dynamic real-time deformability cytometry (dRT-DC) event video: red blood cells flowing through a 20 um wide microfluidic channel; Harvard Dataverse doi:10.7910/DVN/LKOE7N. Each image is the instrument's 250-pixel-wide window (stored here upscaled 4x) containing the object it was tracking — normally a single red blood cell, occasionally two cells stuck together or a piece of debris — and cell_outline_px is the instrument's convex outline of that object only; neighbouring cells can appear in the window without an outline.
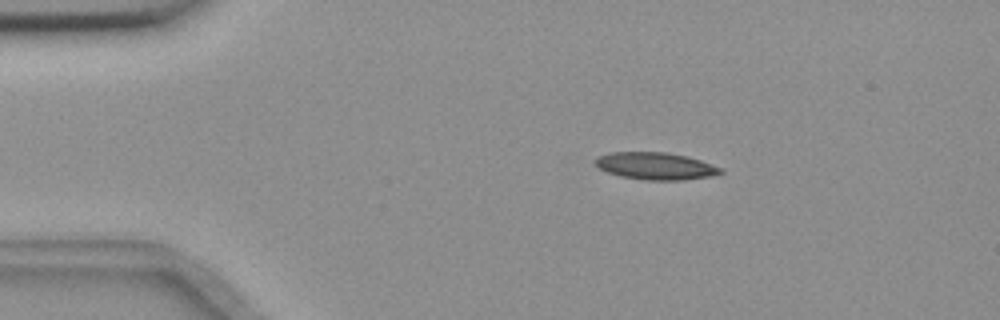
{"species": "common noctule bat (a hibernating species)", "species_latin": "Nyctalus noctula", "temperature_condition": "room temperature", "stored_images_in_passage": 5, "camera_frame_rate_fps": 3000, "um_per_image_px": 0.085, "animal": {"sex": "female", "body_mass_g": 18.4}, "frame": {"image": 1, "passage_image": 2, "time_ms": 0.333, "image_size_px": [1000, 320], "cell_outline_px": [[724, 172], [712, 176], [680, 180], [648, 180], [620, 176], [608, 172], [600, 168], [596, 164], [596, 156], [608, 152], [668, 152], [688, 156], [724, 168]], "centroid_in_image_um": [55.76, 14.1], "position_along_channel_um": 29.2, "area_um2": 19.94}}
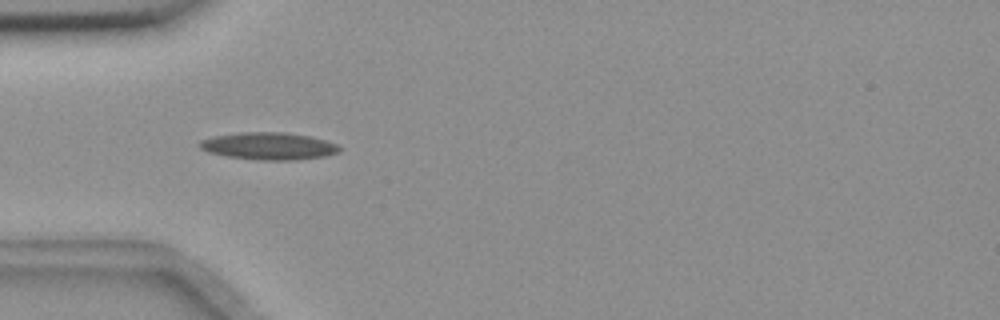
{"frame": {"image": 2, "passage_image": 4, "time_ms": 1.0, "image_size_px": [1000, 320], "cell_outline_px": [[340, 152], [324, 156], [296, 160], [256, 160], [228, 156], [208, 152], [200, 148], [196, 144], [200, 140], [212, 136], [244, 132], [284, 132], [308, 136], [324, 140], [336, 144], [340, 148]], "centroid_in_image_um": [22.8, 12.42], "position_along_channel_um": 62.2, "area_um2": 22.2}}
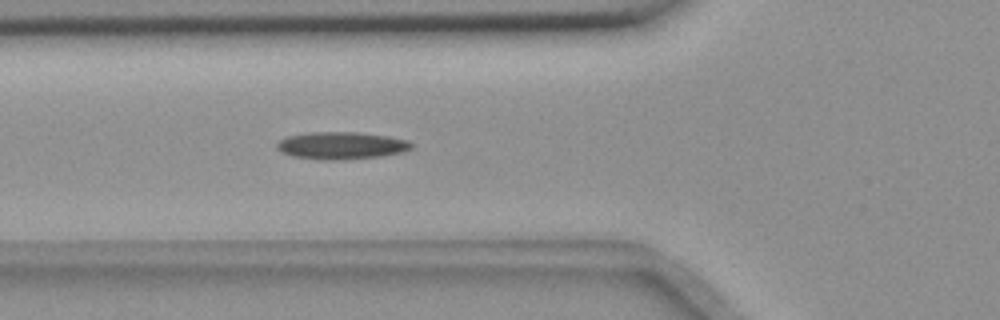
{"frame": {"image": 3, "passage_image": 5, "time_ms": 1.333, "image_size_px": [1000, 320], "cell_outline_px": [[412, 148], [400, 152], [380, 156], [344, 160], [320, 160], [292, 156], [280, 152], [276, 148], [276, 144], [280, 140], [288, 136], [308, 132], [356, 132], [388, 136], [408, 140], [412, 144]], "centroid_in_image_um": [28.97, 12.37], "position_along_channel_um": 96.8, "area_um2": 21.5}}